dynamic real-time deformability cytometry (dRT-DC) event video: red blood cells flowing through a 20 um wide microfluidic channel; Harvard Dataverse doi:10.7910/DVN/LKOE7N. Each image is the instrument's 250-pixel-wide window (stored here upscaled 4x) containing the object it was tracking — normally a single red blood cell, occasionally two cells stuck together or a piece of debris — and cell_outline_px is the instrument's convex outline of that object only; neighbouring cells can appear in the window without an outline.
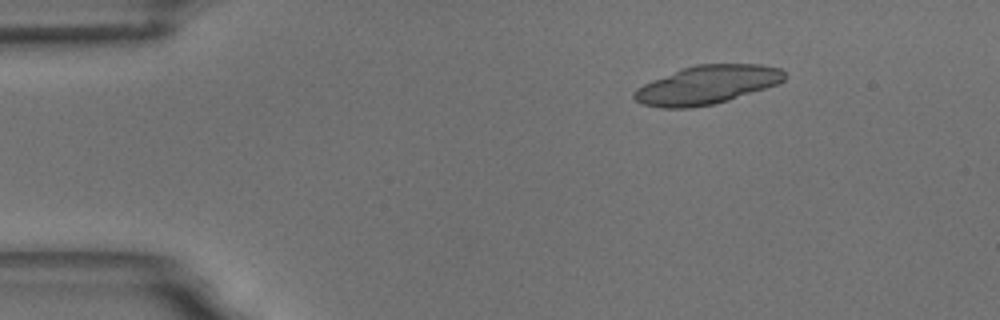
{"species": "common noctule bat (a hibernating species)", "species_latin": "Nyctalus noctula", "temperature_condition": "room temperature", "stored_images_in_passage": 3, "camera_frame_rate_fps": 3000, "um_per_image_px": 0.085, "animal": {"sex": "male", "body_mass_g": 18.8}, "frame": {"image": 1, "passage_image": 1, "time_ms": 0.0, "image_size_px": [1000, 320], "cell_outline_px": [[788, 76], [784, 80], [776, 84], [728, 100], [712, 104], [692, 108], [660, 108], [644, 104], [636, 100], [632, 96], [632, 92], [636, 88], [652, 80], [684, 68], [696, 64], [760, 64], [780, 68]], "centroid_in_image_um": [60.08, 7.21], "position_along_channel_um": 24.9, "area_um2": 33.52}}